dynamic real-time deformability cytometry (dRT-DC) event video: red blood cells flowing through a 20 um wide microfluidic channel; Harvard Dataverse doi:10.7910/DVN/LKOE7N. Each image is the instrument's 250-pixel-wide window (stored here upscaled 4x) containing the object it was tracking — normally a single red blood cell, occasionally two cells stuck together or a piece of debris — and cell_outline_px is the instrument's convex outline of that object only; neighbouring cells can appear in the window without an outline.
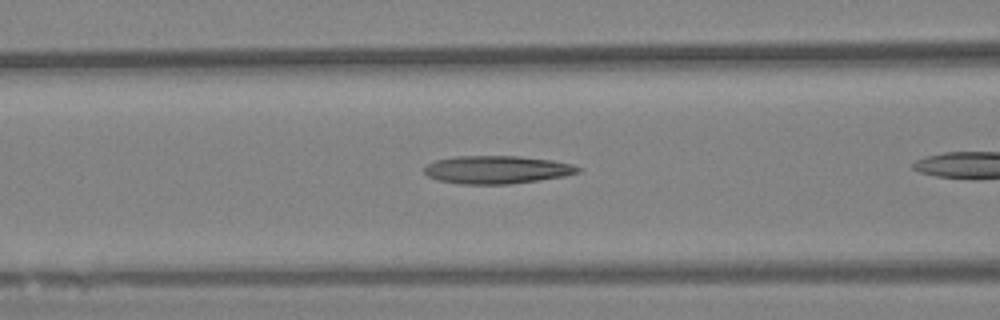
{"species": "Egyptian fruit bat (a non-hibernating species)", "species_latin": "Rousettus aegyptiacus", "temperature_condition": "warm", "stored_images_in_passage": 29, "camera_frame_rate_fps": 3000, "um_per_image_px": 0.085, "animal": {"sex": "female"}, "frame": {"image": 1, "passage_image": 6, "time_ms": 1.667, "image_size_px": [1000, 320], "cell_outline_px": [[580, 172], [564, 176], [508, 184], [460, 184], [436, 180], [428, 176], [424, 172], [424, 168], [428, 164], [436, 160], [456, 156], [520, 156], [552, 160], [572, 164], [580, 168]], "centroid_in_image_um": [42.21, 14.42], "position_along_channel_um": 124.4, "area_um2": 24.97}}
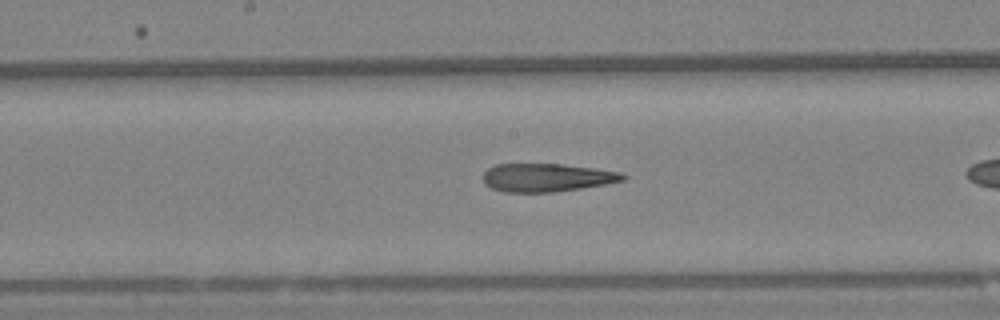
{"frame": {"image": 2, "passage_image": 13, "time_ms": 4.0, "image_size_px": [1000, 320], "cell_outline_px": [[628, 176], [624, 180], [604, 184], [580, 188], [552, 192], [504, 192], [492, 188], [484, 184], [484, 172], [488, 168], [496, 164], [560, 164], [592, 168], [620, 172]], "centroid_in_image_um": [46.45, 15.09], "position_along_channel_um": 201.8, "area_um2": 22.77}}
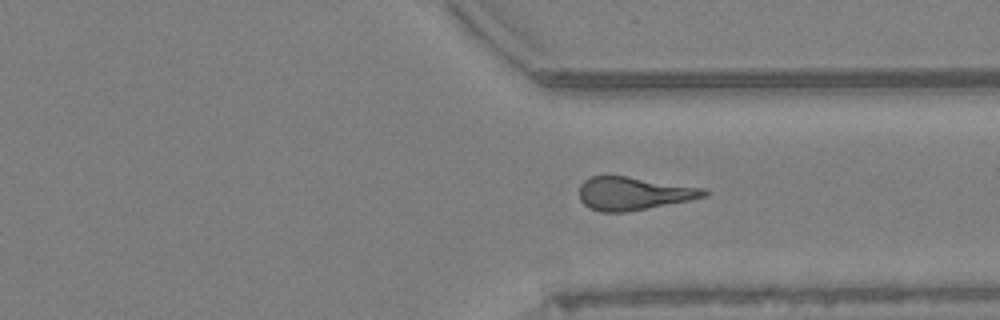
{"frame": {"image": 3, "passage_image": 27, "time_ms": 8.667, "image_size_px": [1000, 320], "cell_outline_px": [[708, 196], [688, 200], [624, 212], [600, 212], [588, 208], [580, 200], [580, 184], [584, 180], [592, 176], [628, 176], [700, 188], [708, 192]], "centroid_in_image_um": [53.78, 16.44], "position_along_channel_um": 357.6, "area_um2": 23.64}}